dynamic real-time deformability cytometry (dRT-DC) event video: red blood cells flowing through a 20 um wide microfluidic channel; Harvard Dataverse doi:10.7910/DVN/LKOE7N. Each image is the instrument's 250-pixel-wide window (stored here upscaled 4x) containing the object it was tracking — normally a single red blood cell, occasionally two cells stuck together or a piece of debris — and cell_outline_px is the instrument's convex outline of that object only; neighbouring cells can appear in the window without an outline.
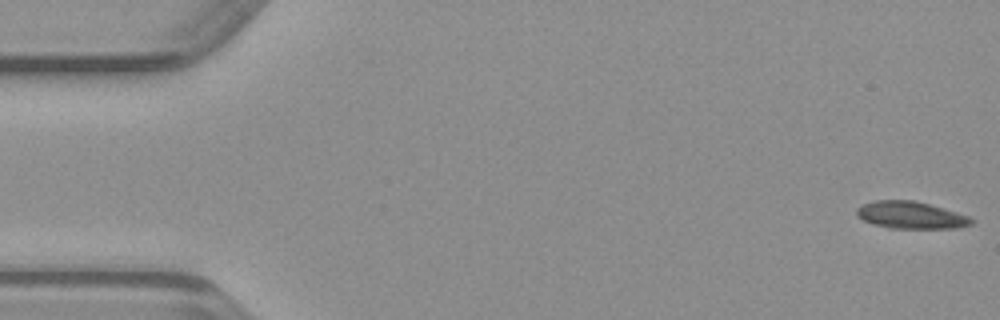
{"species": "common noctule bat (a hibernating species)", "species_latin": "Nyctalus noctula", "temperature_condition": "warm", "stored_images_in_passage": 50, "camera_frame_rate_fps": 3000, "um_per_image_px": 0.085, "animal": {"sex": "male", "body_mass_g": 23.1, "forearm_length_mm": 52.7}, "frame": {"image": 1, "passage_image": 1, "time_ms": 0.0, "image_size_px": [1000, 320], "cell_outline_px": [[976, 220], [972, 224], [956, 228], [888, 228], [872, 224], [856, 216], [856, 208], [864, 204], [876, 200], [916, 200], [956, 212], [968, 216]], "centroid_in_image_um": [77.41, 18.28], "position_along_channel_um": 7.6, "area_um2": 18.21}}
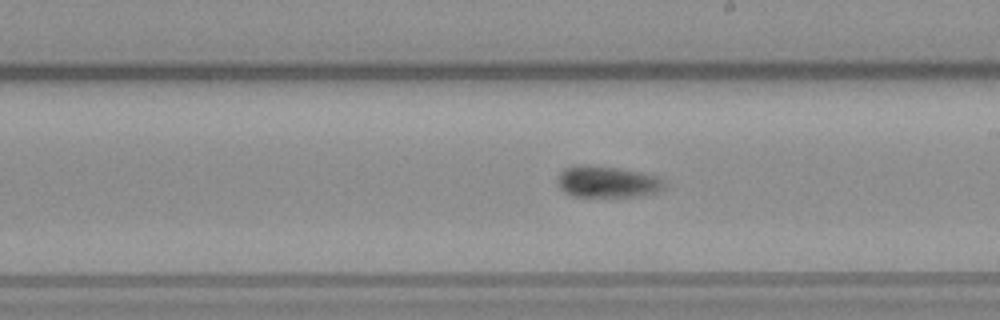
{"frame": {"image": 2, "passage_image": 28, "time_ms": 9.0, "image_size_px": [1000, 320], "cell_outline_px": [[664, 188], [656, 192], [640, 196], [572, 196], [564, 192], [556, 184], [556, 180], [560, 172], [564, 168], [616, 168], [644, 172], [660, 176], [664, 180]], "centroid_in_image_um": [51.68, 15.49], "position_along_channel_um": 237.3, "area_um2": 19.02}}
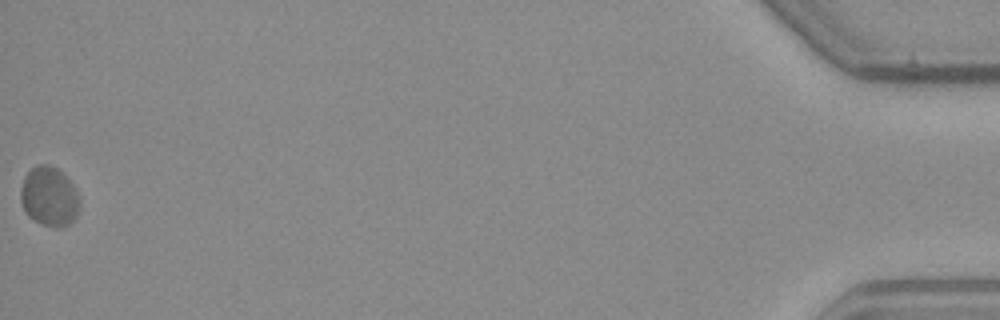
{"frame": {"image": 3, "passage_image": 50, "time_ms": 16.333, "image_size_px": [1000, 320], "cell_outline_px": [[80, 208], [76, 216], [68, 224], [60, 228], [40, 224], [28, 216], [24, 212], [20, 200], [20, 188], [24, 176], [36, 164], [48, 164], [64, 172], [76, 188], [80, 196]], "centroid_in_image_um": [4.19, 16.69], "position_along_channel_um": 431.0, "area_um2": 20.98}}